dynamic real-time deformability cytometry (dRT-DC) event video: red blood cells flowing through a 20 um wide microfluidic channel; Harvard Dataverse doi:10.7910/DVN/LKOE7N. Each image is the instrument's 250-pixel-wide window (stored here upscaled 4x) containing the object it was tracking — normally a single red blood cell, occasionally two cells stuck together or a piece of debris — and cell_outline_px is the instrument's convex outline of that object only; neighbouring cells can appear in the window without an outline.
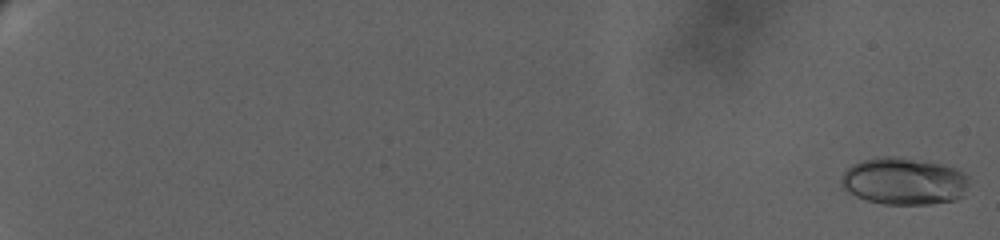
{"species": "human", "species_latin": "Homo sapiens", "temperature_condition": "warm", "stored_images_in_passage": 70, "camera_frame_rate_fps": 3000, "um_per_image_px": 0.085, "donor": {"sex": "female"}, "frame": {"image": 1, "passage_image": 2, "time_ms": 0.333, "image_size_px": [1000, 240], "cell_outline_px": [[968, 184], [964, 196], [956, 200], [928, 204], [884, 204], [868, 200], [856, 196], [840, 188], [840, 176], [852, 164], [876, 156], [900, 156], [944, 164], [956, 168], [964, 172], [968, 176]], "centroid_in_image_um": [76.84, 15.39], "position_along_channel_um": 8.2, "area_um2": 35.72}}
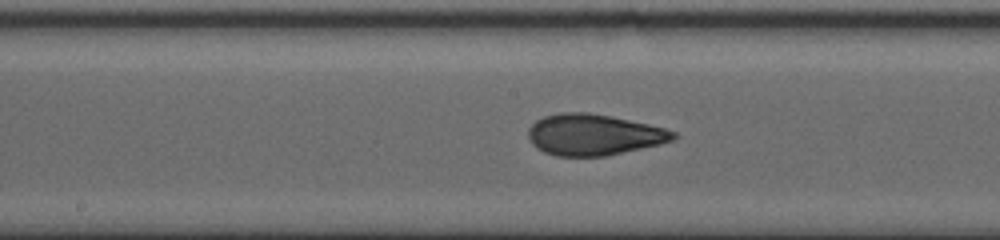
{"frame": {"image": 2, "passage_image": 41, "time_ms": 15.667, "image_size_px": [1000, 240], "cell_outline_px": [[676, 136], [672, 140], [660, 144], [604, 156], [556, 156], [544, 152], [536, 148], [532, 144], [528, 136], [528, 128], [536, 120], [544, 116], [560, 112], [588, 112], [612, 116], [648, 124], [664, 128], [676, 132]], "centroid_in_image_um": [50.43, 11.44], "position_along_channel_um": 197.8, "area_um2": 34.74}}
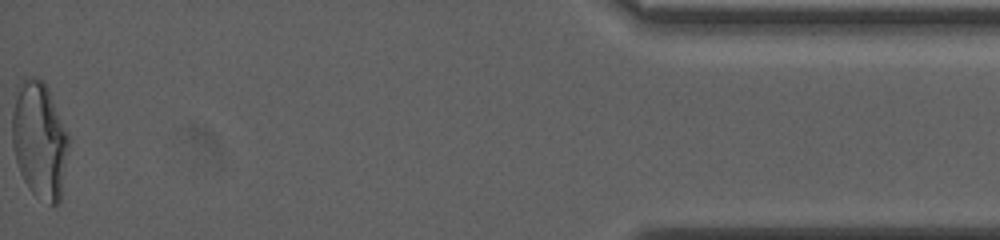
{"frame": {"image": 3, "passage_image": 70, "time_ms": 26.0, "image_size_px": [1000, 240], "cell_outline_px": [[68, 148], [60, 204], [48, 204], [36, 196], [28, 188], [20, 172], [16, 160], [12, 144], [12, 112], [16, 84], [24, 76], [36, 76], [44, 80], [48, 88], [68, 132]], "centroid_in_image_um": [3.34, 11.85], "position_along_channel_um": 431.9, "area_um2": 39.02}, "authors_computed_cell_mechanics": {"area_um2": 33.9864, "velocity_mm_per_s": 2.9225, "shape_relaxation_time_tau1_ms": null, "shape_relaxation_time_tau2_ms": 1.3932, "deformation_change_tau1": null, "deformation_change_tau2": 0.0699}}